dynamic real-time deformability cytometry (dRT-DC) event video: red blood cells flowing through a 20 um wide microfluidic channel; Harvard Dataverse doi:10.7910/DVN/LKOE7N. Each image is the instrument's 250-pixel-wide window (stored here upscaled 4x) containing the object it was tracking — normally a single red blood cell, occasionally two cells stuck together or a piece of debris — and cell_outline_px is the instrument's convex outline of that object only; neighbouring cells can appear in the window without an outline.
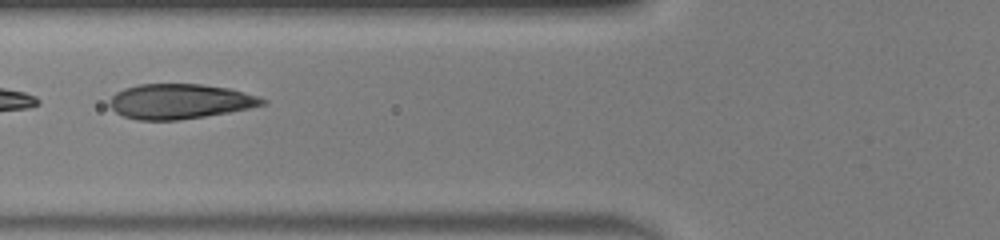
{"species": "human", "species_latin": "Homo sapiens", "temperature_condition": "warm", "stored_images_in_passage": 33, "camera_frame_rate_fps": 3000, "um_per_image_px": 0.085, "donor": {"sex": "male"}, "frame": {"image": 1, "passage_image": 5, "time_ms": 1.333, "image_size_px": [1000, 240], "cell_outline_px": [[268, 104], [228, 112], [180, 120], [136, 120], [124, 116], [116, 112], [108, 104], [108, 100], [116, 92], [124, 88], [140, 84], [200, 84], [228, 88], [256, 96], [268, 100]], "centroid_in_image_um": [15.25, 8.62], "position_along_channel_um": 110.5, "area_um2": 31.04}}
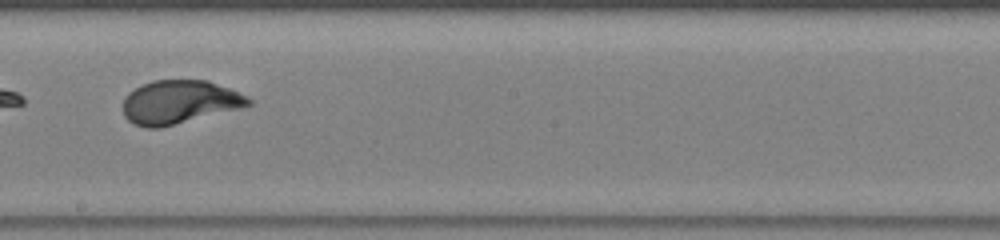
{"frame": {"image": 2, "passage_image": 14, "time_ms": 4.333, "image_size_px": [1000, 240], "cell_outline_px": [[252, 104], [240, 108], [160, 128], [144, 128], [132, 124], [124, 116], [124, 100], [128, 92], [152, 80], [208, 80], [248, 96], [252, 100]], "centroid_in_image_um": [15.24, 8.68], "position_along_channel_um": 233.0, "area_um2": 31.73}}
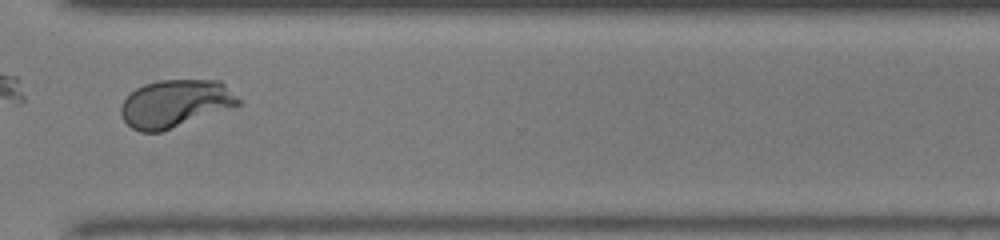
{"frame": {"image": 3, "passage_image": 23, "time_ms": 7.333, "image_size_px": [1000, 240], "cell_outline_px": [[240, 104], [160, 132], [140, 132], [132, 128], [124, 120], [120, 112], [120, 104], [136, 88], [144, 84], [160, 80], [220, 80], [240, 100]], "centroid_in_image_um": [14.85, 8.79], "position_along_channel_um": 355.8, "area_um2": 32.08}, "authors_computed_cell_mechanics": {"area_um2": 32.1368, "velocity_mm_per_s": 4.0922, "shape_relaxation_time_tau1_ms": 3.0283, "shape_relaxation_time_tau2_ms": null, "deformation_change_tau1": 0.1852, "deformation_change_tau2": null}}